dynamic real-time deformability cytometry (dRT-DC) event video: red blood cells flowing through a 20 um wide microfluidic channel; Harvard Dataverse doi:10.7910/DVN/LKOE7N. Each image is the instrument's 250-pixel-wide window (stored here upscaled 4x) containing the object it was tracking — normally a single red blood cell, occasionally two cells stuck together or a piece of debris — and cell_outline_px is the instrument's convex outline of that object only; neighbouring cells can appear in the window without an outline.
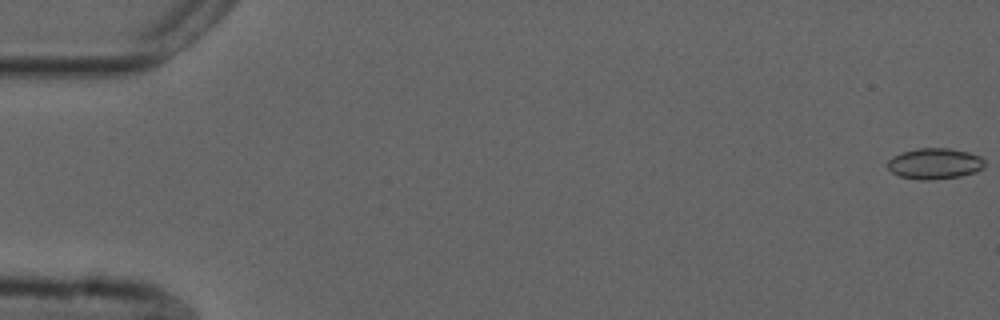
{"species": "common noctule bat (a hibernating species)", "species_latin": "Nyctalus noctula", "temperature_condition": "cold", "stored_images_in_passage": 55, "camera_frame_rate_fps": 3000, "um_per_image_px": 0.085, "animal": {"sex": "male", "forearm_length_mm": 52.5}, "frame": {"image": 1, "passage_image": 1, "time_ms": 0.0, "image_size_px": [1000, 320], "cell_outline_px": [[984, 168], [976, 172], [960, 176], [928, 180], [920, 180], [900, 176], [892, 172], [888, 168], [888, 160], [892, 156], [900, 152], [916, 148], [948, 148], [968, 152], [980, 156], [984, 160]], "centroid_in_image_um": [79.44, 13.9], "position_along_channel_um": 5.6, "area_um2": 17.57}}
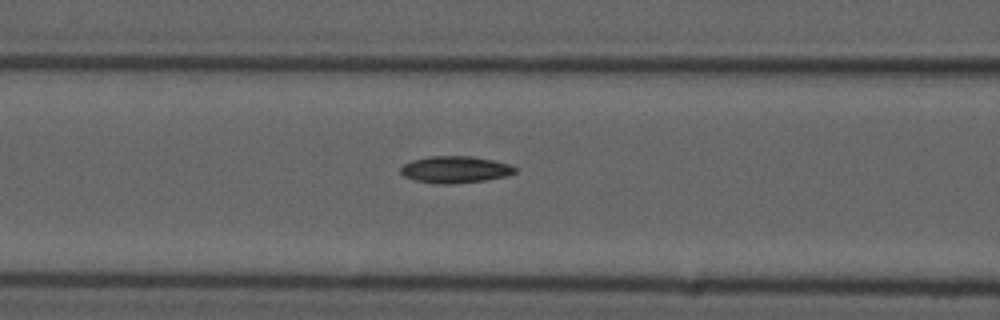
{"frame": {"image": 2, "passage_image": 23, "time_ms": 7.333, "image_size_px": [1000, 320], "cell_outline_px": [[516, 172], [508, 176], [484, 180], [448, 184], [436, 184], [416, 180], [404, 176], [400, 172], [400, 168], [404, 164], [412, 160], [428, 156], [472, 156], [492, 160], [508, 164], [516, 168]], "centroid_in_image_um": [38.67, 14.41], "position_along_channel_um": 127.9, "area_um2": 17.8}}
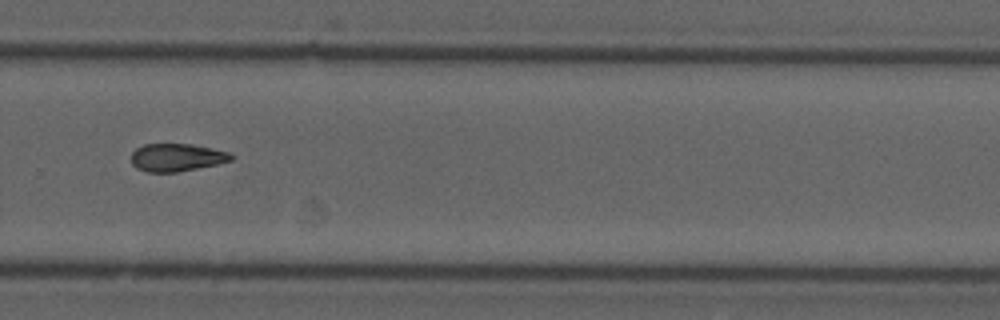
{"frame": {"image": 3, "passage_image": 38, "time_ms": 12.333, "image_size_px": [1000, 320], "cell_outline_px": [[236, 156], [232, 160], [216, 164], [176, 172], [148, 172], [136, 168], [132, 164], [132, 152], [136, 148], [144, 144], [192, 144], [212, 148], [228, 152]], "centroid_in_image_um": [15.02, 13.37], "position_along_channel_um": 314.8, "area_um2": 16.13}, "authors_computed_cell_mechanics": {"area_um2": 17.1088, "velocity_mm_per_s": 3.7433, "shape_relaxation_time_tau1_ms": 7.0082, "shape_relaxation_time_tau2_ms": null, "deformation_change_tau1": 0.153, "deformation_change_tau2": null}}